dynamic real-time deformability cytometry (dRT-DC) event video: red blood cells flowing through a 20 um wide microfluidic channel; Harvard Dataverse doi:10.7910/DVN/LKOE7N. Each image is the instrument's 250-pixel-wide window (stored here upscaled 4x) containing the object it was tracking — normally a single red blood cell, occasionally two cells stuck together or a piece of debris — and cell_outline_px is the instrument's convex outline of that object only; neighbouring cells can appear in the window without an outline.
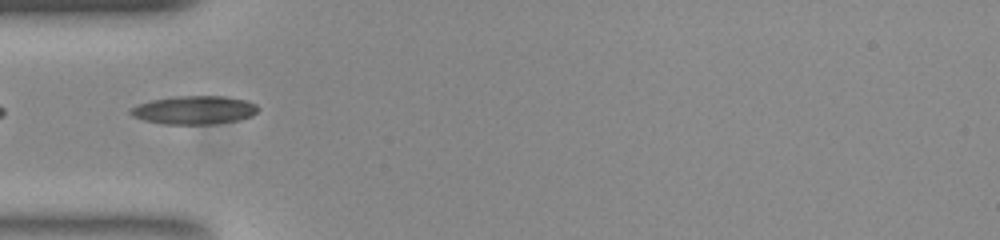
{"species": "common noctule bat (a hibernating species)", "species_latin": "Nyctalus noctula", "temperature_condition": "room temperature", "stored_images_in_passage": 34, "camera_frame_rate_fps": 3000, "um_per_image_px": 0.085, "animal": {"sex": "female", "body_mass_g": 23.0, "forearm_length_mm": 53.4}, "frame": {"image": 1, "passage_image": 1, "time_ms": 0.0, "image_size_px": [1000, 240], "cell_outline_px": [[260, 108], [252, 116], [236, 120], [216, 124], [164, 124], [144, 120], [132, 116], [128, 112], [136, 104], [152, 100], [176, 96], [224, 96], [248, 100], [256, 104]], "centroid_in_image_um": [16.52, 9.35], "position_along_channel_um": 68.5, "area_um2": 21.21}}
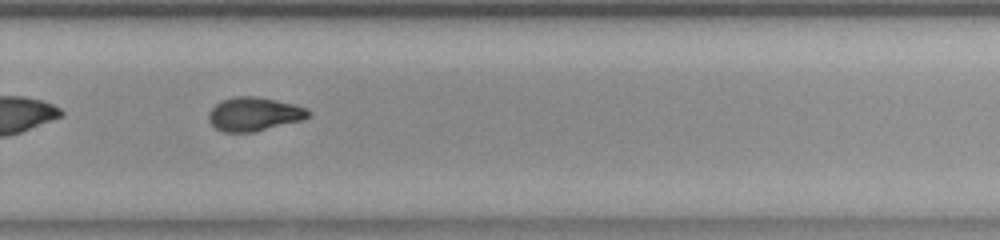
{"frame": {"image": 2, "passage_image": 20, "time_ms": 6.333, "image_size_px": [1000, 240], "cell_outline_px": [[312, 112], [304, 120], [252, 132], [224, 132], [216, 128], [208, 120], [208, 112], [220, 100], [236, 96], [256, 96], [276, 100], [308, 108]], "centroid_in_image_um": [21.6, 9.69], "position_along_channel_um": 308.2, "area_um2": 19.65}, "authors_computed_cell_mechanics": {"area_um2": 19.6231, "velocity_mm_per_s": 3.7819, "shape_relaxation_time_tau1_ms": 4.0108, "shape_relaxation_time_tau2_ms": 2.3243, "deformation_change_tau1": 0.1755, "deformation_change_tau2": 0.0812}}